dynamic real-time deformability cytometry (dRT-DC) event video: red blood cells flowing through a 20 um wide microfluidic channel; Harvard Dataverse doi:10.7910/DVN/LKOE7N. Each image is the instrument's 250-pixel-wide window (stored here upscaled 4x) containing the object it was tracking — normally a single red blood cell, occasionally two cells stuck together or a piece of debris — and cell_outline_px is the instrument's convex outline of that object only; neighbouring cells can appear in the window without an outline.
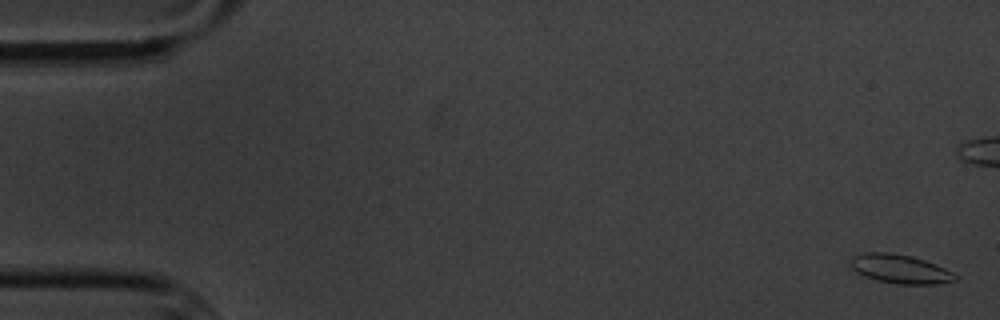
{"species": "common noctule bat (a hibernating species)", "species_latin": "Nyctalus noctula", "temperature_condition": "cold", "stored_images_in_passage": 9, "camera_frame_rate_fps": 3000, "um_per_image_px": 0.085, "animal": {"sex": "male", "body_mass_g": 20.1, "forearm_length_mm": 53.5}, "frame": {"image": 1, "passage_image": 1, "time_ms": 0.0, "image_size_px": [1000, 320], "cell_outline_px": [[956, 280], [940, 284], [896, 284], [876, 280], [864, 276], [856, 272], [848, 264], [852, 256], [864, 252], [892, 252], [912, 256], [936, 264], [952, 272], [956, 276]], "centroid_in_image_um": [76.46, 22.85], "position_along_channel_um": 8.5, "area_um2": 17.86}}
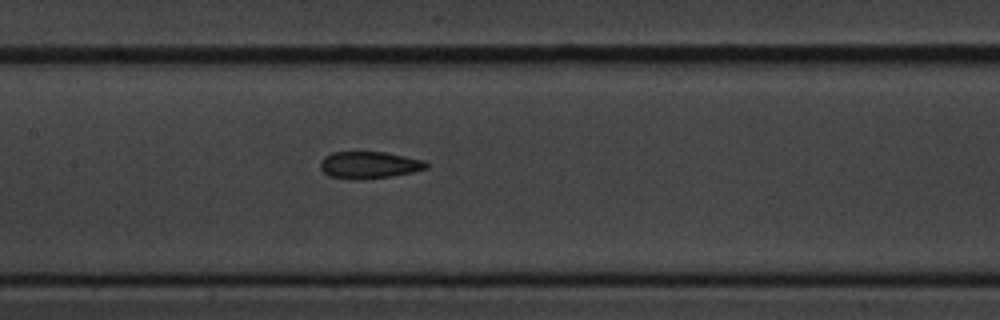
{"frame": {"image": 2, "passage_image": 9, "time_ms": 10.333, "image_size_px": [1000, 320], "cell_outline_px": [[428, 168], [412, 172], [392, 176], [356, 180], [352, 180], [328, 176], [320, 168], [320, 160], [324, 156], [332, 152], [384, 152], [424, 160], [428, 164]], "centroid_in_image_um": [31.34, 14.03], "position_along_channel_um": 176.1, "area_um2": 16.76}}